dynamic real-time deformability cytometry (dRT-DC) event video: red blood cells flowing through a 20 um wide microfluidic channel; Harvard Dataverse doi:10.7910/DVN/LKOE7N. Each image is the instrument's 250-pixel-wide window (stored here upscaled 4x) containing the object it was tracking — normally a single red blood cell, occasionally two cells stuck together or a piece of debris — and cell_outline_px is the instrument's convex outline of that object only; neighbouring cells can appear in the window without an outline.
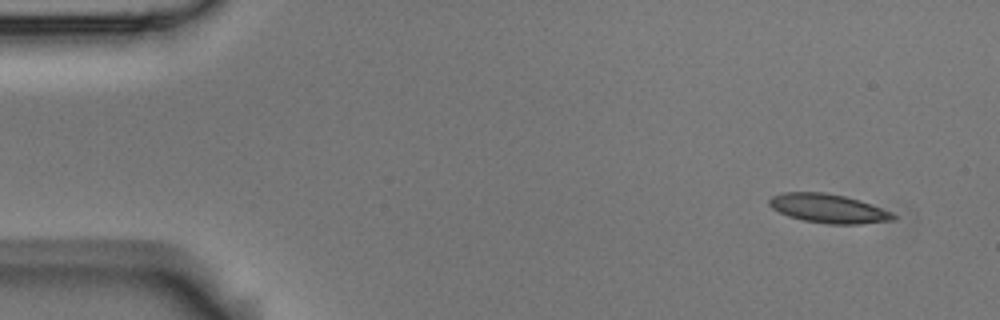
{"species": "Egyptian fruit bat (a non-hibernating species)", "species_latin": "Rousettus aegyptiacus", "temperature_condition": "room temperature", "stored_images_in_passage": 5, "camera_frame_rate_fps": 3000, "um_per_image_px": 0.085, "animal": {"sex": "male"}, "frame": {"image": 1, "passage_image": 1, "time_ms": 0.0, "image_size_px": [1000, 320], "cell_outline_px": [[896, 220], [860, 224], [828, 224], [804, 220], [788, 216], [772, 208], [768, 204], [768, 200], [772, 196], [784, 192], [824, 192], [844, 196], [860, 200], [892, 212], [896, 216]], "centroid_in_image_um": [70.42, 17.72], "position_along_channel_um": 14.6, "area_um2": 20.92}}